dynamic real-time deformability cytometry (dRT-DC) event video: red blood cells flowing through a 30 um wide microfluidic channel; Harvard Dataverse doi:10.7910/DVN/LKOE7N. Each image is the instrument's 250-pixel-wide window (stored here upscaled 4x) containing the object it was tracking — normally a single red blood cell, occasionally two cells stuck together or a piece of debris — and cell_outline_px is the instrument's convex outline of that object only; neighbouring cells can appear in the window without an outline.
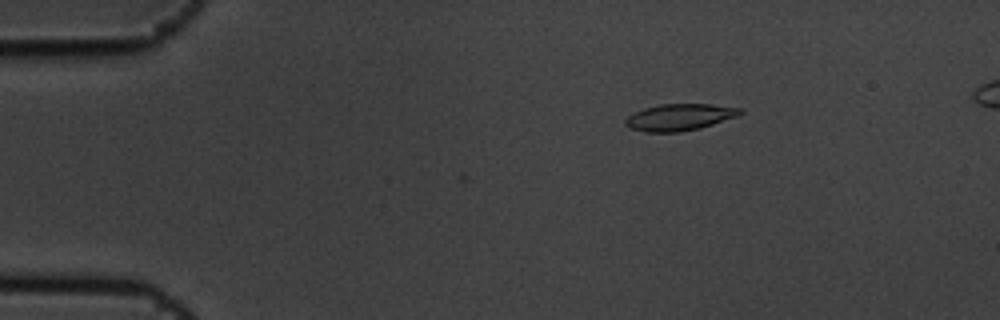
{"species": "common noctule bat (a hibernating species)", "species_latin": "Nyctalus noctula", "temperature_condition": "cold", "stored_images_in_passage": 4, "camera_frame_rate_fps": 3000, "um_per_image_px": 0.085, "animal": {"sex": "male", "body_mass_g": 19.5, "forearm_length_mm": 54.6}, "frame": {"image": 1, "passage_image": 1, "time_ms": 0.0, "image_size_px": [1000, 320], "cell_outline_px": [[744, 112], [736, 116], [700, 128], [680, 132], [644, 132], [628, 128], [624, 124], [624, 120], [628, 116], [644, 108], [660, 104], [712, 104], [740, 108]], "centroid_in_image_um": [57.72, 9.96], "position_along_channel_um": 27.3, "area_um2": 17.8}}